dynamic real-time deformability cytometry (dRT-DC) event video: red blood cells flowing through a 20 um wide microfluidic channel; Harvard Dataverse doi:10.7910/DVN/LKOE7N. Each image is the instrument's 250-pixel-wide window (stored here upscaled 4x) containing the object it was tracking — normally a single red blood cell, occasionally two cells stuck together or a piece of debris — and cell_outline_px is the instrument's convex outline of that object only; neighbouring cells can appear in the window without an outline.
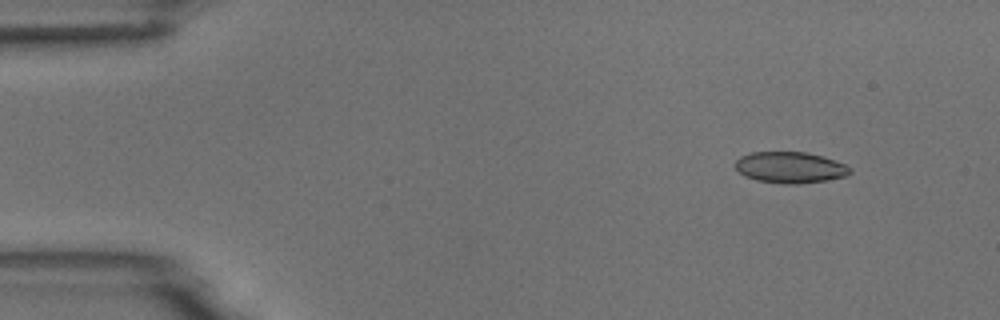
{"species": "common noctule bat (a hibernating species)", "species_latin": "Nyctalus noctula", "temperature_condition": "room temperature", "stored_images_in_passage": 3, "camera_frame_rate_fps": 3000, "um_per_image_px": 0.085, "animal": {"sex": "male", "body_mass_g": 18.8}, "frame": {"image": 1, "passage_image": 1, "time_ms": 0.0, "image_size_px": [1000, 320], "cell_outline_px": [[852, 172], [844, 176], [828, 180], [796, 184], [784, 184], [756, 180], [744, 176], [736, 168], [736, 160], [740, 156], [752, 152], [808, 152], [844, 164], [852, 168]], "centroid_in_image_um": [67.15, 14.24], "position_along_channel_um": 17.9, "area_um2": 20.75}}